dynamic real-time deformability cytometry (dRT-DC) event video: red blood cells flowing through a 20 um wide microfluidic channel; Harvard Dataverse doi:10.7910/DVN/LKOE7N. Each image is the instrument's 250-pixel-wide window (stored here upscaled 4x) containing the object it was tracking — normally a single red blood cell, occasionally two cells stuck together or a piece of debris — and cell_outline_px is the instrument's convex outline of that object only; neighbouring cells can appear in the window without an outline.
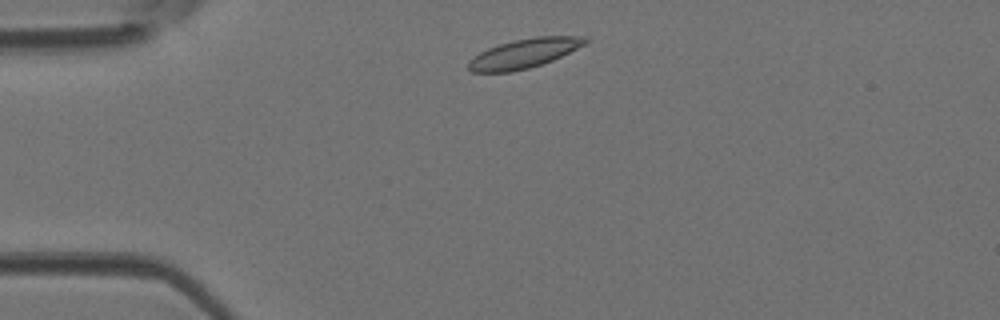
{"species": "Egyptian fruit bat (a non-hibernating species)", "species_latin": "Rousettus aegyptiacus", "temperature_condition": "room temperature", "stored_images_in_passage": 31, "camera_frame_rate_fps": 3000, "um_per_image_px": 0.085, "animal": {"sex": "female"}, "frame": {"image": 1, "passage_image": 1, "time_ms": 0.0, "image_size_px": [1000, 320], "cell_outline_px": [[592, 40], [588, 44], [552, 60], [528, 68], [512, 72], [472, 72], [468, 68], [468, 60], [480, 52], [488, 48], [500, 44], [516, 40], [536, 36], [588, 36]], "centroid_in_image_um": [44.61, 4.52], "position_along_channel_um": 40.4, "area_um2": 20.06}}
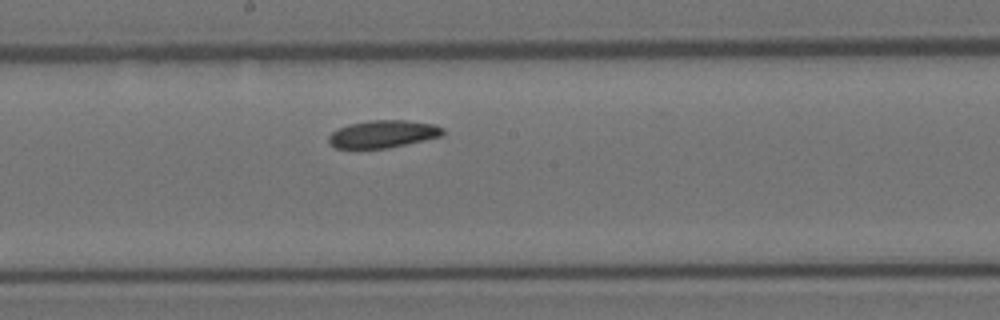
{"frame": {"image": 2, "passage_image": 15, "time_ms": 4.667, "image_size_px": [1000, 320], "cell_outline_px": [[444, 136], [388, 148], [336, 148], [328, 144], [328, 136], [332, 132], [348, 124], [368, 120], [404, 120], [436, 124], [444, 128]], "centroid_in_image_um": [32.58, 11.39], "position_along_channel_um": 215.6, "area_um2": 18.5}}
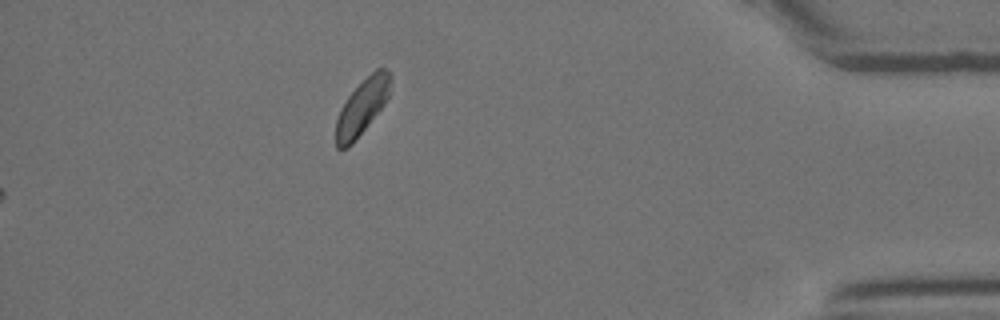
{"frame": {"image": 3, "passage_image": 31, "time_ms": 10.0, "image_size_px": [1000, 320], "cell_outline_px": [[392, 80], [388, 96], [384, 104], [352, 144], [348, 148], [336, 148], [336, 120], [340, 108], [348, 96], [376, 68], [384, 68], [392, 72]], "centroid_in_image_um": [30.79, 9.07], "position_along_channel_um": 404.4, "area_um2": 17.4}}